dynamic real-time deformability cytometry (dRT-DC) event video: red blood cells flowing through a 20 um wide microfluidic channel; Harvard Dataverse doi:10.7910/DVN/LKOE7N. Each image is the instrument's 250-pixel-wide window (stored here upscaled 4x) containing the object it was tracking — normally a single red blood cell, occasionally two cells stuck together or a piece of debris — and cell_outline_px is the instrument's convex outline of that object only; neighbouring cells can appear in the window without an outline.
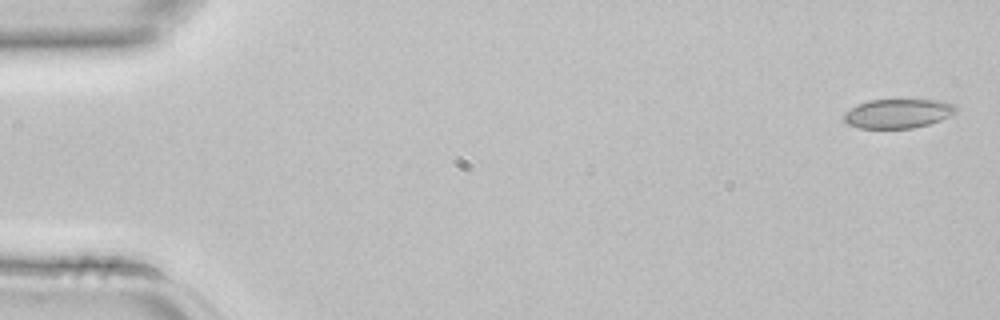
{"species": "common noctule bat (a hibernating species)", "species_latin": "Nyctalus noctula", "temperature_condition": "room temperature", "stored_images_in_passage": 3, "camera_frame_rate_fps": 3000, "um_per_image_px": 0.085, "animal": {"sex": "female", "body_mass_g": 22.7, "forearm_length_mm": 54.2}, "frame": {"image": 1, "passage_image": 1, "time_ms": 0.0, "image_size_px": [1000, 320], "cell_outline_px": [[956, 112], [940, 120], [928, 124], [912, 128], [860, 128], [848, 124], [844, 120], [844, 112], [856, 104], [868, 100], [940, 100], [952, 104], [956, 108]], "centroid_in_image_um": [76.28, 9.64], "position_along_channel_um": 8.7, "area_um2": 18.96}}
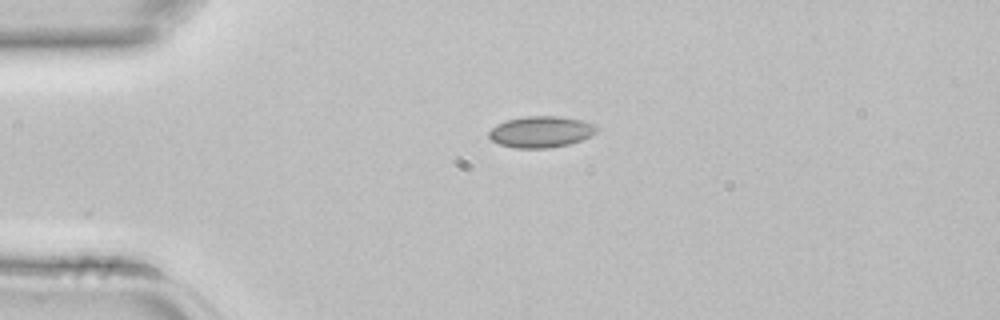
{"frame": {"image": 2, "passage_image": 3, "time_ms": 0.667, "image_size_px": [1000, 320], "cell_outline_px": [[596, 132], [580, 140], [568, 144], [548, 148], [516, 148], [500, 144], [492, 140], [488, 136], [488, 132], [496, 124], [508, 120], [524, 116], [560, 116], [580, 120], [596, 124]], "centroid_in_image_um": [45.95, 11.2], "position_along_channel_um": 39.0, "area_um2": 19.48}}